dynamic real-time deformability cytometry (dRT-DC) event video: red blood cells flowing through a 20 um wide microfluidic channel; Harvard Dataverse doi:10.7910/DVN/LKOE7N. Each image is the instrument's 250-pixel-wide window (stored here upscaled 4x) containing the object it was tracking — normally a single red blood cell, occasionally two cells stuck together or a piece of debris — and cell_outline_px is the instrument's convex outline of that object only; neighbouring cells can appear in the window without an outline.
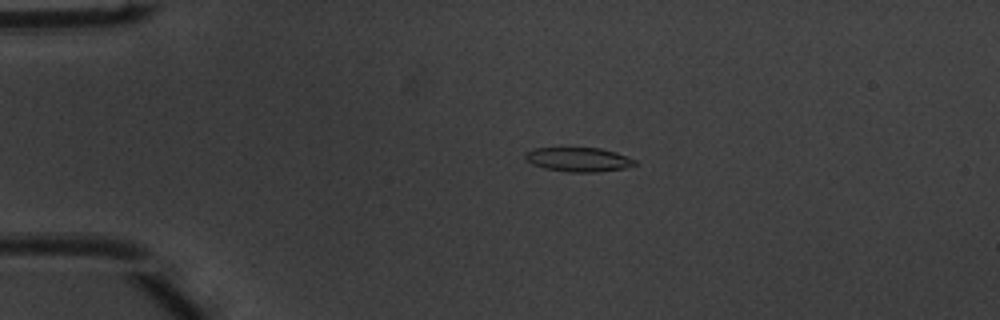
{"species": "common noctule bat (a hibernating species)", "species_latin": "Nyctalus noctula", "temperature_condition": "warm", "stored_images_in_passage": 40, "camera_frame_rate_fps": 3000, "um_per_image_px": 0.085, "animal": {"sex": "male", "body_mass_g": 20.1, "forearm_length_mm": 53.5}, "frame": {"image": 1, "passage_image": 1, "time_ms": 0.0, "image_size_px": [1000, 320], "cell_outline_px": [[636, 164], [624, 168], [596, 172], [568, 172], [544, 168], [532, 164], [524, 156], [524, 152], [532, 148], [600, 148], [616, 152], [628, 156], [636, 160]], "centroid_in_image_um": [49.16, 13.55], "position_along_channel_um": 35.8, "area_um2": 15.49}}
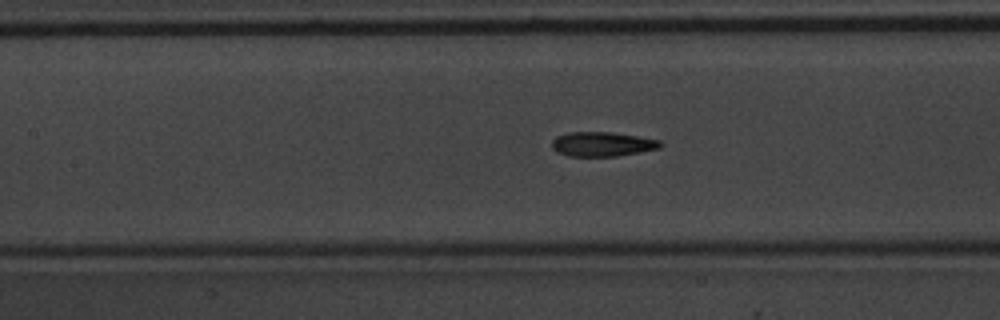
{"frame": {"image": 2, "passage_image": 13, "time_ms": 4.0, "image_size_px": [1000, 320], "cell_outline_px": [[664, 144], [660, 148], [640, 152], [616, 156], [568, 156], [556, 152], [552, 148], [552, 140], [556, 136], [568, 132], [612, 132], [660, 140]], "centroid_in_image_um": [51.18, 12.25], "position_along_channel_um": 156.2, "area_um2": 15.55}}
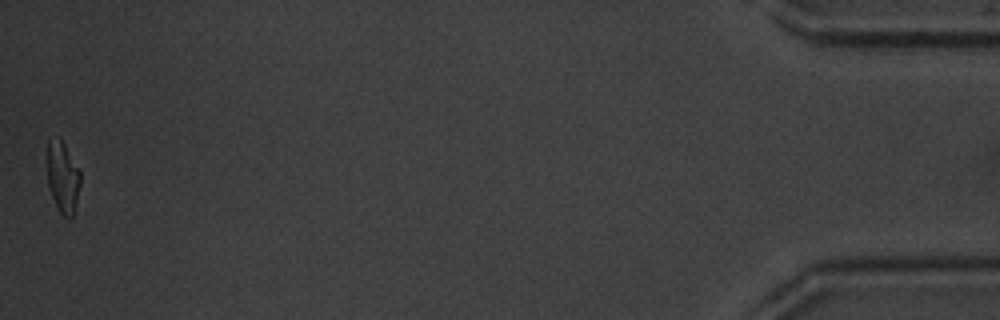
{"frame": {"image": 3, "passage_image": 40, "time_ms": 13.0, "image_size_px": [1000, 320], "cell_outline_px": [[80, 184], [72, 216], [68, 220], [60, 212], [52, 196], [48, 184], [48, 140], [60, 136], [80, 172]], "centroid_in_image_um": [5.33, 15.04], "position_along_channel_um": 429.9, "area_um2": 13.41}, "authors_computed_cell_mechanics": {"area_um2": 15.4904, "velocity_mm_per_s": 4.0457, "shape_relaxation_time_tau1_ms": 4.0972, "shape_relaxation_time_tau2_ms": 1.5653, "deformation_change_tau1": 0.1786, "deformation_change_tau2": 0.1001}}